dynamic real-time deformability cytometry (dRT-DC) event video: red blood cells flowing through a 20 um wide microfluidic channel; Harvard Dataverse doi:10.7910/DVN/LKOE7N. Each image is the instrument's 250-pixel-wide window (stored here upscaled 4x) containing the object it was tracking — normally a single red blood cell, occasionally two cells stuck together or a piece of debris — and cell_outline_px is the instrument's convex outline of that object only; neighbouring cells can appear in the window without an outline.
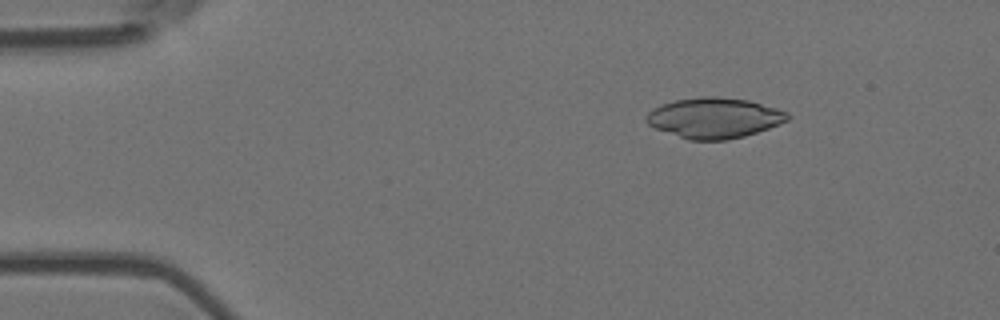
{"species": "Egyptian fruit bat (a non-hibernating species)", "species_latin": "Rousettus aegyptiacus", "temperature_condition": "room temperature", "stored_images_in_passage": 55, "camera_frame_rate_fps": 3000, "um_per_image_px": 0.085, "animal": {"sex": "female"}, "frame": {"image": 1, "passage_image": 8, "time_ms": 2.333, "image_size_px": [1000, 320], "cell_outline_px": [[792, 116], [788, 120], [780, 124], [744, 136], [728, 140], [688, 140], [656, 128], [648, 124], [644, 120], [644, 116], [652, 108], [676, 100], [700, 96], [716, 96], [748, 100], [776, 108], [788, 112]], "centroid_in_image_um": [60.71, 10.02], "position_along_channel_um": 24.3, "area_um2": 33.35}}
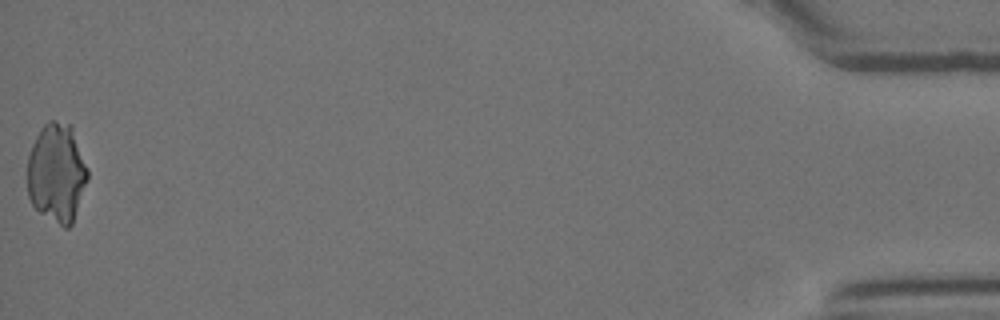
{"frame": {"image": 2, "passage_image": 55, "time_ms": 18.0, "image_size_px": [1000, 320], "cell_outline_px": [[88, 180], [72, 224], [68, 228], [64, 228], [40, 212], [32, 204], [28, 196], [28, 156], [32, 144], [36, 136], [44, 124], [48, 120], [56, 120], [72, 124], [88, 168]], "centroid_in_image_um": [4.84, 14.67], "position_along_channel_um": 430.4, "area_um2": 35.08}}